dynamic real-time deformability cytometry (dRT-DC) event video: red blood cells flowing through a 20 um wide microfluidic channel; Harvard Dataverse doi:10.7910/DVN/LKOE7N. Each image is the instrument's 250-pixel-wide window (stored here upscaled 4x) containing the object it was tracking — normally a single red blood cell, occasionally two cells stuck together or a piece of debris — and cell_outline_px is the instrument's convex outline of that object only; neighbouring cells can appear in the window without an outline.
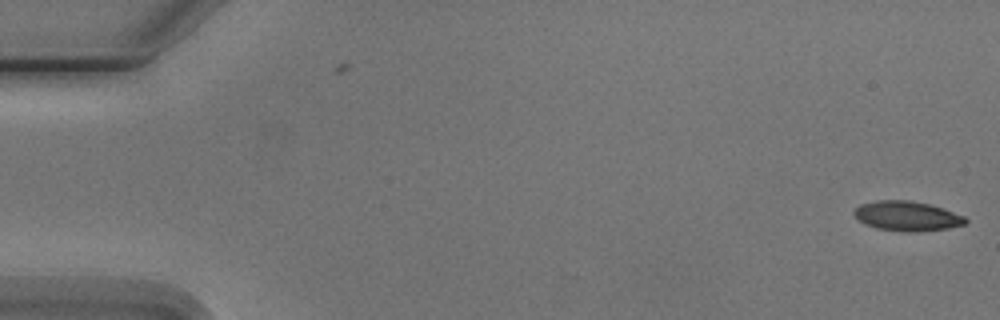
{"species": "Egyptian fruit bat (a non-hibernating species)", "species_latin": "Rousettus aegyptiacus", "temperature_condition": "cold", "stored_images_in_passage": 6, "segment_of_instrument_passage": [1, 2], "camera_frame_rate_fps": 3000, "um_per_image_px": 0.085, "animal": {"sex": "male"}, "frame": {"image": 1, "passage_image": 1, "time_ms": 0.0, "image_size_px": [1000, 320], "cell_outline_px": [[968, 220], [964, 224], [948, 228], [908, 232], [876, 228], [860, 220], [852, 212], [860, 204], [876, 200], [908, 200], [928, 204], [964, 216]], "centroid_in_image_um": [77.07, 18.35], "position_along_channel_um": 7.9, "area_um2": 18.84}}
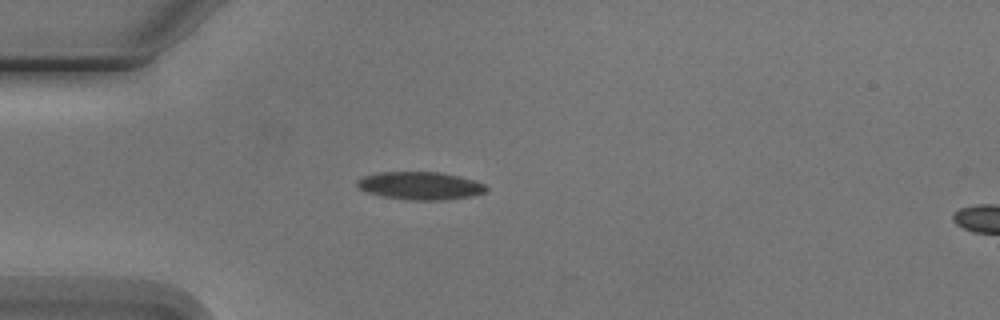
{"frame": {"image": 2, "passage_image": 5, "time_ms": 4.667, "image_size_px": [1000, 320], "cell_outline_px": [[488, 188], [484, 192], [476, 196], [444, 200], [408, 200], [384, 196], [368, 192], [360, 188], [356, 184], [356, 180], [364, 176], [380, 172], [440, 172], [460, 176], [484, 184]], "centroid_in_image_um": [35.75, 15.79], "position_along_channel_um": 49.3, "area_um2": 20.92}}